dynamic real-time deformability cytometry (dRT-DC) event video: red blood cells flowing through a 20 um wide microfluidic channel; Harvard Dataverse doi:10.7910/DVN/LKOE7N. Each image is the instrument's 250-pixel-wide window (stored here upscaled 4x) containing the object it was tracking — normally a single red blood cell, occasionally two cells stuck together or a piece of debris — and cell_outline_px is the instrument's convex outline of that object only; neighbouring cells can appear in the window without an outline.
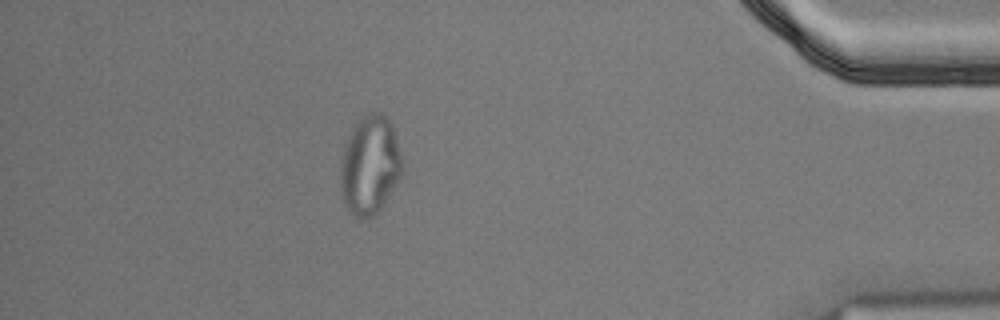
{"species": "Egyptian fruit bat (a non-hibernating species)", "species_latin": "Rousettus aegyptiacus", "temperature_condition": "cold", "stored_images_in_passage": 43, "segment_of_instrument_passage": [2, 2], "camera_frame_rate_fps": 3000, "um_per_image_px": 0.085, "animal": {"sex": "male"}, "frame": {"image": 1, "passage_image": 37, "time_ms": 12.0, "image_size_px": [1000, 320], "cell_outline_px": [[404, 172], [380, 208], [372, 216], [352, 216], [348, 212], [344, 204], [340, 192], [340, 164], [344, 148], [348, 136], [352, 128], [364, 116], [372, 112], [380, 112], [392, 124], [404, 164]], "centroid_in_image_um": [31.44, 14.05], "position_along_channel_um": 403.8, "area_um2": 35.55}}